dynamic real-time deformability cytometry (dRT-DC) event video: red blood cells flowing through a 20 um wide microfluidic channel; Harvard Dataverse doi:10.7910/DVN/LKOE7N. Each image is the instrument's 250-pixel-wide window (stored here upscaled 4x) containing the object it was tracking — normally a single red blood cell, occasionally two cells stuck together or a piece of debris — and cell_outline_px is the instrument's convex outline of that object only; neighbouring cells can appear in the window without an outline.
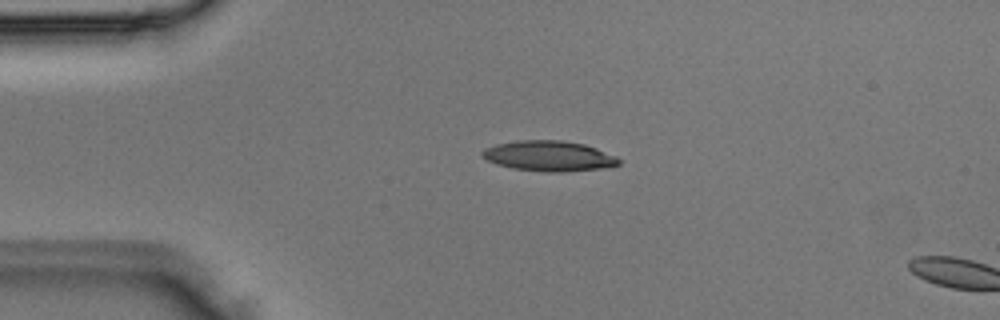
{"species": "Egyptian fruit bat (a non-hibernating species)", "species_latin": "Rousettus aegyptiacus", "temperature_condition": "room temperature", "stored_images_in_passage": 3, "camera_frame_rate_fps": 3000, "um_per_image_px": 0.085, "animal": {"sex": "male"}, "frame": {"image": 1, "passage_image": 2, "time_ms": 0.333, "image_size_px": [1000, 320], "cell_outline_px": [[620, 164], [600, 168], [560, 172], [552, 172], [512, 168], [496, 164], [480, 156], [480, 152], [484, 148], [496, 144], [520, 140], [560, 140], [584, 144], [596, 148], [616, 156], [620, 160]], "centroid_in_image_um": [46.62, 13.25], "position_along_channel_um": 38.4, "area_um2": 23.99}}